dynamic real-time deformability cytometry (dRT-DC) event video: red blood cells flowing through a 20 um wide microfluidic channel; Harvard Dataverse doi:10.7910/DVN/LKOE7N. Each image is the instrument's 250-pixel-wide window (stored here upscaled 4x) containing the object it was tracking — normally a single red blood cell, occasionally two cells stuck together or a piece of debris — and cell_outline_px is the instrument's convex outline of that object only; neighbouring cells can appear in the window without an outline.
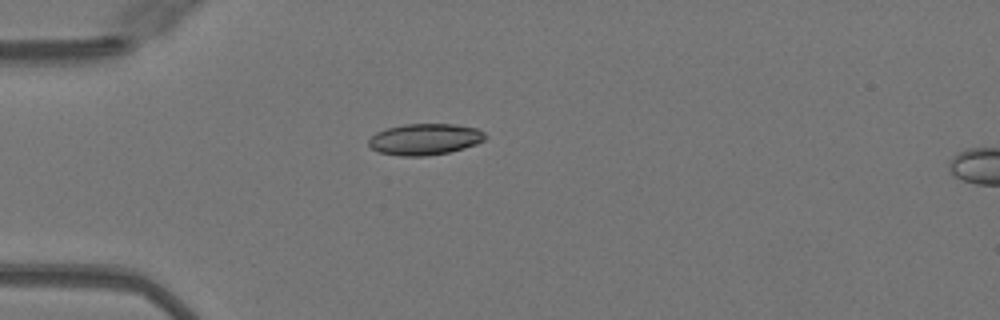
{"species": "Egyptian fruit bat (a non-hibernating species)", "species_latin": "Rousettus aegyptiacus", "temperature_condition": "warm", "stored_images_in_passage": 37, "camera_frame_rate_fps": 3000, "um_per_image_px": 0.085, "animal": {"sex": "female"}, "frame": {"image": 1, "passage_image": 1, "time_ms": 0.0, "image_size_px": [1000, 320], "cell_outline_px": [[488, 136], [484, 140], [476, 144], [464, 148], [448, 152], [424, 156], [400, 156], [380, 152], [372, 148], [368, 144], [368, 140], [376, 132], [388, 128], [404, 124], [452, 124], [476, 128], [484, 132]], "centroid_in_image_um": [36.12, 11.83], "position_along_channel_um": 48.9, "area_um2": 21.15}}
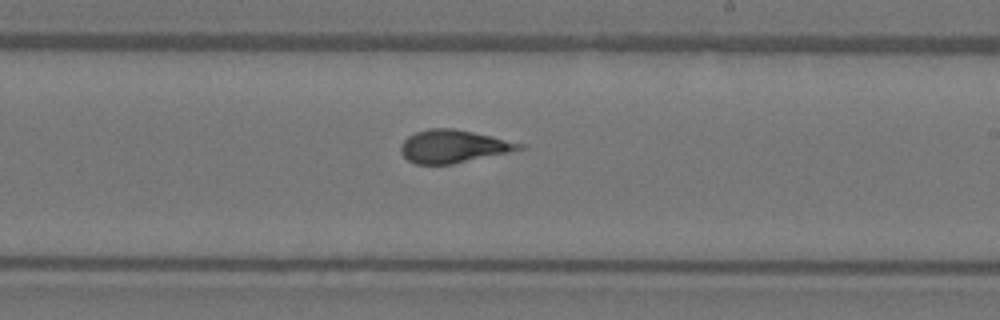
{"frame": {"image": 2, "passage_image": 17, "time_ms": 5.333, "image_size_px": [1000, 320], "cell_outline_px": [[524, 148], [508, 152], [452, 164], [416, 164], [408, 160], [400, 152], [400, 144], [408, 136], [416, 132], [428, 128], [452, 128], [492, 136], [524, 144]], "centroid_in_image_um": [38.48, 12.44], "position_along_channel_um": 250.5, "area_um2": 22.48}}
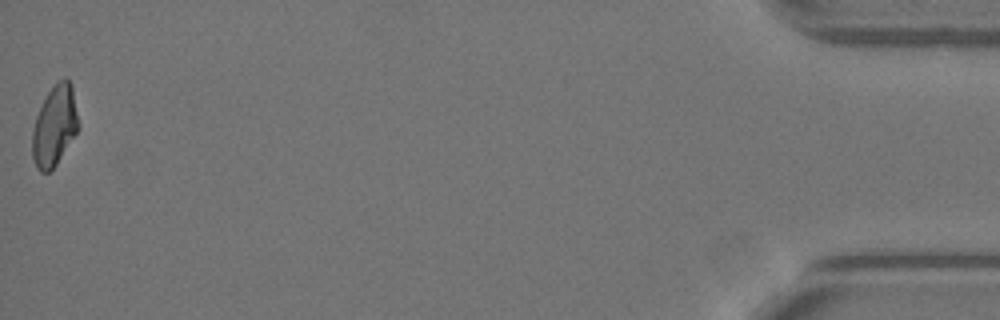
{"frame": {"image": 3, "passage_image": 37, "time_ms": 12.0, "image_size_px": [1000, 320], "cell_outline_px": [[80, 124], [76, 132], [56, 164], [48, 172], [40, 172], [36, 168], [32, 156], [32, 128], [36, 116], [48, 92], [64, 76], [72, 84]], "centroid_in_image_um": [4.64, 10.69], "position_along_channel_um": 430.6, "area_um2": 21.44}, "authors_computed_cell_mechanics": {"area_um2": 22.0796, "velocity_mm_per_s": 4.0836, "shape_relaxation_time_tau1_ms": 5.4314, "shape_relaxation_time_tau2_ms": 1.4126, "deformation_change_tau1": 0.1483, "deformation_change_tau2": 0.082}}